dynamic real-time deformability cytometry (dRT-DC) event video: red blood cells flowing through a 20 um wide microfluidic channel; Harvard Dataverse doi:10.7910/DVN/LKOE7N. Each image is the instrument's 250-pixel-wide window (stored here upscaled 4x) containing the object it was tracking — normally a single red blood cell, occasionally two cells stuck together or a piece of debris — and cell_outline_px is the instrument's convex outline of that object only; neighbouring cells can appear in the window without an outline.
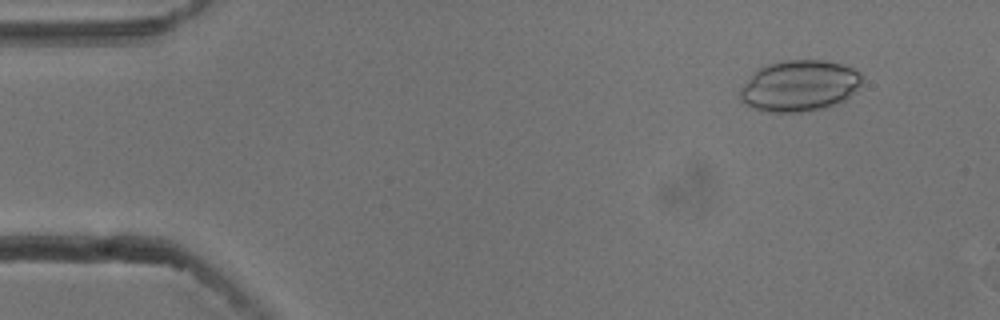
{"species": "common noctule bat (a hibernating species)", "species_latin": "Nyctalus noctula", "temperature_condition": "cold", "stored_images_in_passage": 7, "camera_frame_rate_fps": 3000, "um_per_image_px": 0.085, "animal": {"sex": "male", "body_mass_g": 13.3}, "frame": {"image": 1, "passage_image": 5, "time_ms": 1.333, "image_size_px": [1000, 320], "cell_outline_px": [[860, 84], [844, 100], [820, 108], [800, 112], [768, 112], [756, 108], [740, 100], [740, 88], [760, 68], [768, 64], [784, 60], [820, 60], [840, 64], [852, 68], [860, 72]], "centroid_in_image_um": [67.93, 7.28], "position_along_channel_um": 17.1, "area_um2": 35.43}}